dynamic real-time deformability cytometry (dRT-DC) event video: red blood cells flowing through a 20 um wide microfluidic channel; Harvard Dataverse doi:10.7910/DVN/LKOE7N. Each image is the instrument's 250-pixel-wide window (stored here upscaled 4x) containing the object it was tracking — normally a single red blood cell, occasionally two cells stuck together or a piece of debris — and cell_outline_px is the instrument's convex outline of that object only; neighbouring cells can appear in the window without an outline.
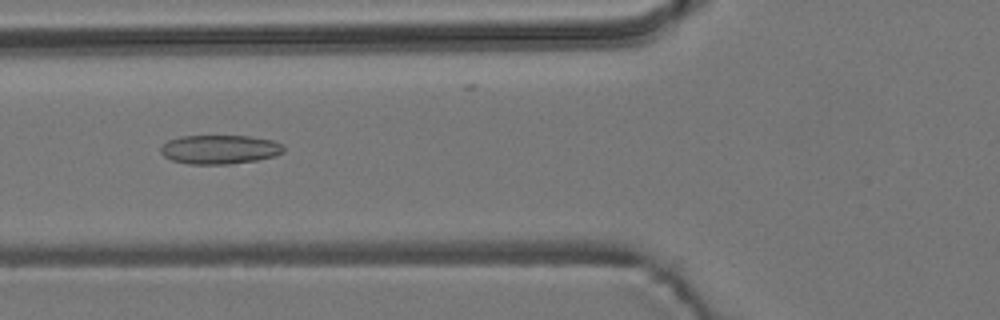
{"species": "common noctule bat (a hibernating species)", "species_latin": "Nyctalus noctula", "temperature_condition": "room temperature", "stored_images_in_passage": 32, "camera_frame_rate_fps": 3000, "um_per_image_px": 0.085, "animal": {"sex": "male", "body_mass_g": 19.2, "forearm_length_mm": 51.8}, "frame": {"image": 1, "passage_image": 17, "time_ms": 5.333, "image_size_px": [1000, 320], "cell_outline_px": [[284, 152], [276, 156], [256, 160], [228, 164], [188, 164], [172, 160], [164, 156], [160, 152], [160, 148], [168, 140], [180, 136], [248, 136], [272, 140], [284, 144]], "centroid_in_image_um": [18.69, 12.7], "position_along_channel_um": 107.1, "area_um2": 20.87}}
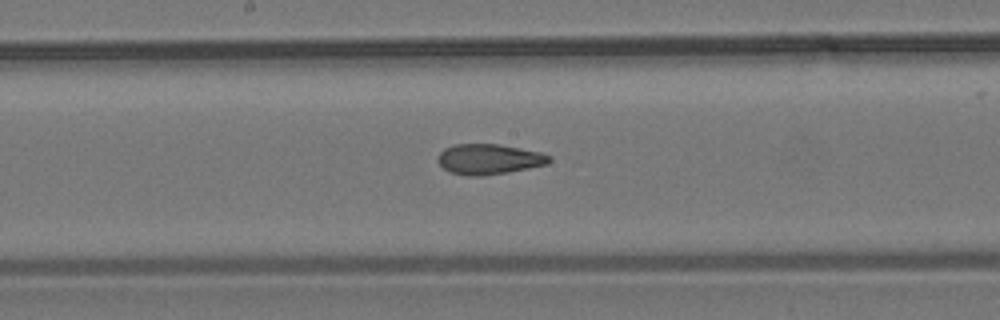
{"frame": {"image": 2, "passage_image": 25, "time_ms": 8.0, "image_size_px": [1000, 320], "cell_outline_px": [[552, 160], [548, 164], [508, 172], [484, 176], [468, 176], [452, 172], [444, 168], [436, 160], [440, 152], [444, 148], [452, 144], [496, 144], [520, 148], [540, 152], [552, 156]], "centroid_in_image_um": [41.57, 13.53], "position_along_channel_um": 206.6, "area_um2": 19.77}}
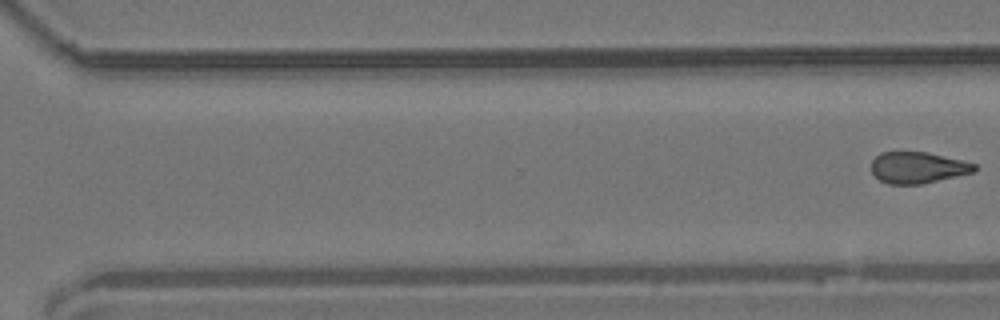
{"frame": {"image": 3, "passage_image": 32, "time_ms": 10.333, "image_size_px": [1000, 320], "cell_outline_px": [[976, 168], [972, 172], [924, 184], [888, 184], [880, 180], [872, 172], [872, 160], [880, 152], [928, 152], [976, 164]], "centroid_in_image_um": [77.98, 14.25], "position_along_channel_um": 292.6, "area_um2": 18.67}}